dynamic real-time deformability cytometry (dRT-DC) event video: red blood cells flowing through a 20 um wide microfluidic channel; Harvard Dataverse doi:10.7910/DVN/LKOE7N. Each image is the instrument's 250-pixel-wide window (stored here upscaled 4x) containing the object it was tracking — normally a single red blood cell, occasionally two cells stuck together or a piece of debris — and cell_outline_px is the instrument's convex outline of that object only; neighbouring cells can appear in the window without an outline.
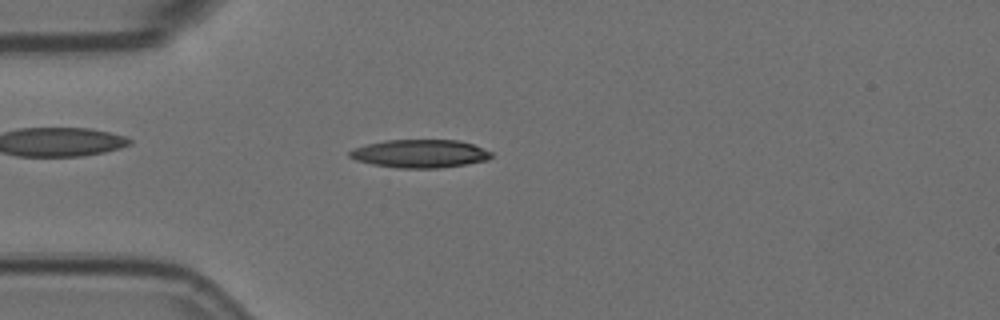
{"species": "Egyptian fruit bat (a non-hibernating species)", "species_latin": "Rousettus aegyptiacus", "temperature_condition": "room temperature", "stored_images_in_passage": 49, "camera_frame_rate_fps": 3000, "um_per_image_px": 0.085, "animal": {"sex": "female"}, "frame": {"image": 1, "passage_image": 8, "time_ms": 2.333, "image_size_px": [1000, 320], "cell_outline_px": [[492, 156], [488, 160], [440, 168], [400, 168], [372, 164], [356, 160], [348, 156], [348, 152], [356, 148], [368, 144], [384, 140], [460, 140], [472, 144], [492, 152]], "centroid_in_image_um": [35.7, 13.06], "position_along_channel_um": 49.3, "area_um2": 23.12}}
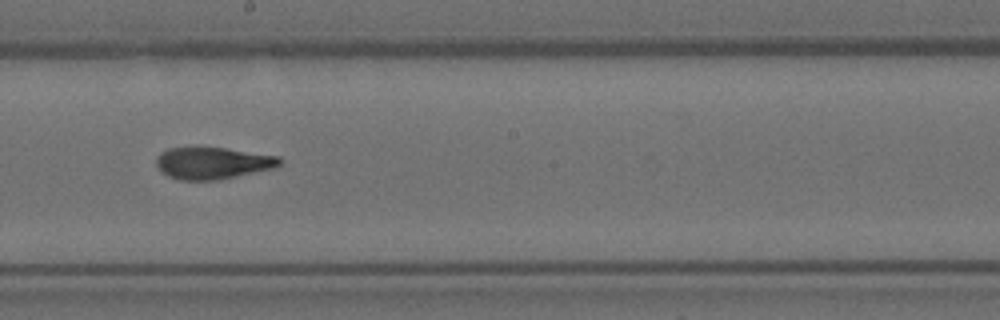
{"frame": {"image": 2, "passage_image": 24, "time_ms": 7.667, "image_size_px": [1000, 320], "cell_outline_px": [[280, 164], [272, 168], [216, 180], [180, 180], [168, 176], [156, 164], [156, 156], [160, 152], [168, 148], [196, 144], [280, 156]], "centroid_in_image_um": [18.0, 13.81], "position_along_channel_um": 230.2, "area_um2": 23.29}}
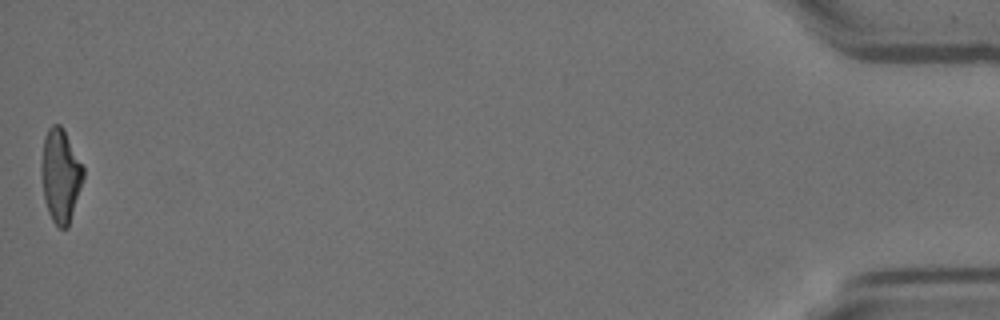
{"frame": {"image": 3, "passage_image": 49, "time_ms": 16.0, "image_size_px": [1000, 320], "cell_outline_px": [[84, 176], [68, 228], [60, 228], [52, 220], [48, 212], [44, 196], [40, 168], [40, 164], [44, 136], [48, 128], [52, 124], [60, 124], [64, 128], [84, 168]], "centroid_in_image_um": [5.13, 14.88], "position_along_channel_um": 430.1, "area_um2": 22.89}, "authors_computed_cell_mechanics": {"area_um2": 23.12, "velocity_mm_per_s": 3.5905, "shape_relaxation_time_tau1_ms": 6.0088, "shape_relaxation_time_tau2_ms": 2.2982, "deformation_change_tau1": 0.2433, "deformation_change_tau2": 0.1088}}